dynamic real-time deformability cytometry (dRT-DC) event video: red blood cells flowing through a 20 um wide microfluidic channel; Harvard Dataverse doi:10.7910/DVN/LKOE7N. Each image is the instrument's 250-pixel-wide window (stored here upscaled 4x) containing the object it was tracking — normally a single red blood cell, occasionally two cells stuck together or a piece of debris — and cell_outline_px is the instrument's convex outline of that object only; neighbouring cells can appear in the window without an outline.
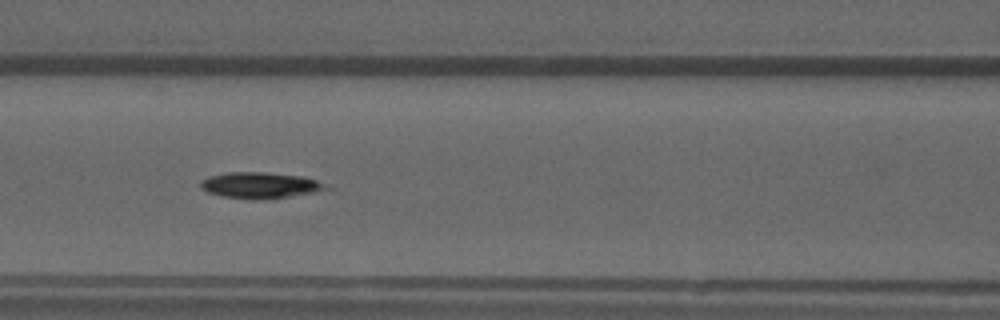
{"species": "common noctule bat (a hibernating species)", "species_latin": "Nyctalus noctula", "temperature_condition": "warm", "stored_images_in_passage": 30, "camera_frame_rate_fps": 3000, "um_per_image_px": 0.085, "animal": {"sex": "male", "forearm_length_mm": 52.5}, "frame": {"image": 1, "passage_image": 12, "time_ms": 3.667, "image_size_px": [1000, 320], "cell_outline_px": [[332, 188], [312, 192], [288, 196], [256, 200], [224, 196], [208, 192], [200, 188], [200, 180], [208, 176], [228, 172], [264, 172], [304, 176], [316, 180]], "centroid_in_image_um": [22.07, 15.73], "position_along_channel_um": 144.5, "area_um2": 18.9}}
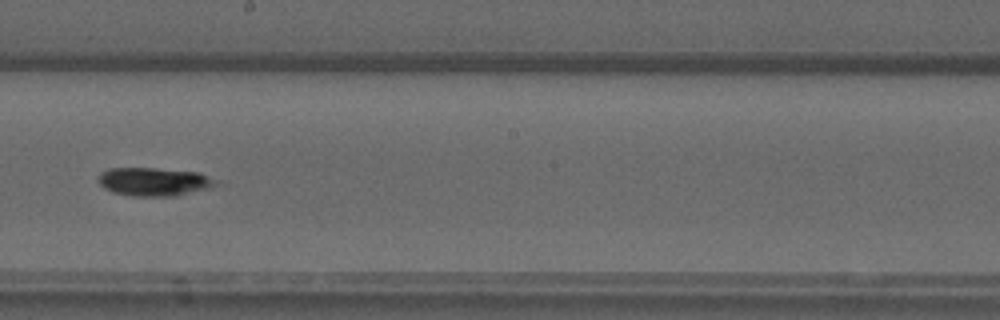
{"frame": {"image": 2, "passage_image": 19, "time_ms": 6.0, "image_size_px": [1000, 320], "cell_outline_px": [[216, 184], [204, 188], [176, 196], [132, 196], [112, 192], [104, 188], [100, 184], [100, 172], [112, 168], [156, 168], [200, 172], [216, 180]], "centroid_in_image_um": [13.05, 15.44], "position_along_channel_um": 235.1, "area_um2": 19.13}}
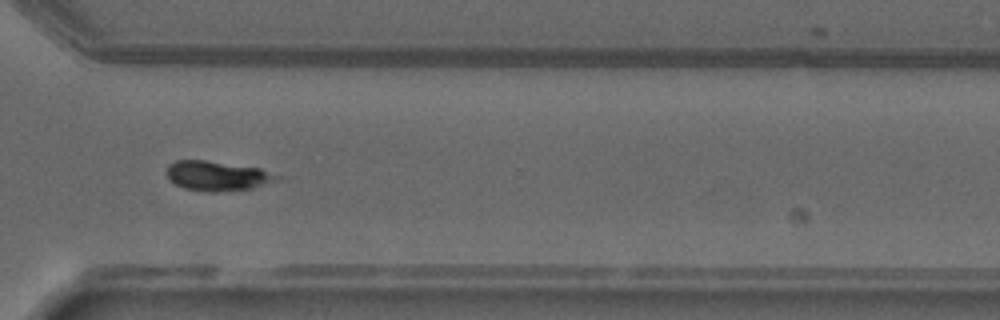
{"frame": {"image": 3, "passage_image": 28, "time_ms": 9.0, "image_size_px": [1000, 320], "cell_outline_px": [[284, 176], [276, 180], [252, 188], [216, 192], [208, 192], [184, 188], [176, 184], [168, 176], [168, 164], [176, 160], [204, 160], [260, 168]], "centroid_in_image_um": [18.5, 14.94], "position_along_channel_um": 352.1, "area_um2": 18.9}}